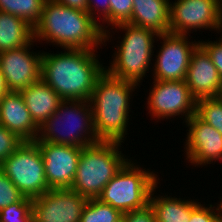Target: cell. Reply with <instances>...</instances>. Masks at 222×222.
Listing matches in <instances>:
<instances>
[{
    "label": "cell",
    "mask_w": 222,
    "mask_h": 222,
    "mask_svg": "<svg viewBox=\"0 0 222 222\" xmlns=\"http://www.w3.org/2000/svg\"><path fill=\"white\" fill-rule=\"evenodd\" d=\"M46 0H0V11L22 18L31 26L40 20Z\"/></svg>",
    "instance_id": "obj_22"
},
{
    "label": "cell",
    "mask_w": 222,
    "mask_h": 222,
    "mask_svg": "<svg viewBox=\"0 0 222 222\" xmlns=\"http://www.w3.org/2000/svg\"><path fill=\"white\" fill-rule=\"evenodd\" d=\"M221 38L216 41H211L210 39L206 41H200L199 45L207 52L210 56L214 66L217 68L218 74L222 80V34ZM210 40V41H209Z\"/></svg>",
    "instance_id": "obj_30"
},
{
    "label": "cell",
    "mask_w": 222,
    "mask_h": 222,
    "mask_svg": "<svg viewBox=\"0 0 222 222\" xmlns=\"http://www.w3.org/2000/svg\"><path fill=\"white\" fill-rule=\"evenodd\" d=\"M36 43L45 41L62 49H101L103 32L88 12L46 0L34 26Z\"/></svg>",
    "instance_id": "obj_2"
},
{
    "label": "cell",
    "mask_w": 222,
    "mask_h": 222,
    "mask_svg": "<svg viewBox=\"0 0 222 222\" xmlns=\"http://www.w3.org/2000/svg\"><path fill=\"white\" fill-rule=\"evenodd\" d=\"M34 142L86 147L99 142L89 101L64 100L40 127Z\"/></svg>",
    "instance_id": "obj_6"
},
{
    "label": "cell",
    "mask_w": 222,
    "mask_h": 222,
    "mask_svg": "<svg viewBox=\"0 0 222 222\" xmlns=\"http://www.w3.org/2000/svg\"><path fill=\"white\" fill-rule=\"evenodd\" d=\"M58 4L79 10L82 12L88 11V0H53Z\"/></svg>",
    "instance_id": "obj_33"
},
{
    "label": "cell",
    "mask_w": 222,
    "mask_h": 222,
    "mask_svg": "<svg viewBox=\"0 0 222 222\" xmlns=\"http://www.w3.org/2000/svg\"><path fill=\"white\" fill-rule=\"evenodd\" d=\"M34 41V27L22 18L0 11V53Z\"/></svg>",
    "instance_id": "obj_21"
},
{
    "label": "cell",
    "mask_w": 222,
    "mask_h": 222,
    "mask_svg": "<svg viewBox=\"0 0 222 222\" xmlns=\"http://www.w3.org/2000/svg\"><path fill=\"white\" fill-rule=\"evenodd\" d=\"M195 115L222 135V96L198 99Z\"/></svg>",
    "instance_id": "obj_23"
},
{
    "label": "cell",
    "mask_w": 222,
    "mask_h": 222,
    "mask_svg": "<svg viewBox=\"0 0 222 222\" xmlns=\"http://www.w3.org/2000/svg\"><path fill=\"white\" fill-rule=\"evenodd\" d=\"M0 125L23 141H35L39 131L21 93L15 91L7 92L0 100Z\"/></svg>",
    "instance_id": "obj_17"
},
{
    "label": "cell",
    "mask_w": 222,
    "mask_h": 222,
    "mask_svg": "<svg viewBox=\"0 0 222 222\" xmlns=\"http://www.w3.org/2000/svg\"><path fill=\"white\" fill-rule=\"evenodd\" d=\"M185 82L197 100L222 96V80L217 68L200 45L191 54Z\"/></svg>",
    "instance_id": "obj_16"
},
{
    "label": "cell",
    "mask_w": 222,
    "mask_h": 222,
    "mask_svg": "<svg viewBox=\"0 0 222 222\" xmlns=\"http://www.w3.org/2000/svg\"><path fill=\"white\" fill-rule=\"evenodd\" d=\"M121 142L99 141L82 147L71 190L87 199L99 197L106 184L129 160ZM120 150V151H119Z\"/></svg>",
    "instance_id": "obj_5"
},
{
    "label": "cell",
    "mask_w": 222,
    "mask_h": 222,
    "mask_svg": "<svg viewBox=\"0 0 222 222\" xmlns=\"http://www.w3.org/2000/svg\"><path fill=\"white\" fill-rule=\"evenodd\" d=\"M118 222H124V219H123V217L118 221Z\"/></svg>",
    "instance_id": "obj_37"
},
{
    "label": "cell",
    "mask_w": 222,
    "mask_h": 222,
    "mask_svg": "<svg viewBox=\"0 0 222 222\" xmlns=\"http://www.w3.org/2000/svg\"><path fill=\"white\" fill-rule=\"evenodd\" d=\"M0 222H33L32 199L23 197L0 210Z\"/></svg>",
    "instance_id": "obj_25"
},
{
    "label": "cell",
    "mask_w": 222,
    "mask_h": 222,
    "mask_svg": "<svg viewBox=\"0 0 222 222\" xmlns=\"http://www.w3.org/2000/svg\"><path fill=\"white\" fill-rule=\"evenodd\" d=\"M123 214L111 205L101 202L98 198L88 199L80 222H118Z\"/></svg>",
    "instance_id": "obj_24"
},
{
    "label": "cell",
    "mask_w": 222,
    "mask_h": 222,
    "mask_svg": "<svg viewBox=\"0 0 222 222\" xmlns=\"http://www.w3.org/2000/svg\"><path fill=\"white\" fill-rule=\"evenodd\" d=\"M87 201L71 189H50L32 199L33 222H80Z\"/></svg>",
    "instance_id": "obj_12"
},
{
    "label": "cell",
    "mask_w": 222,
    "mask_h": 222,
    "mask_svg": "<svg viewBox=\"0 0 222 222\" xmlns=\"http://www.w3.org/2000/svg\"><path fill=\"white\" fill-rule=\"evenodd\" d=\"M217 204V205H216ZM211 204H199L192 212L189 222H212L219 214L218 203ZM217 206V207H216ZM215 207V208H214Z\"/></svg>",
    "instance_id": "obj_31"
},
{
    "label": "cell",
    "mask_w": 222,
    "mask_h": 222,
    "mask_svg": "<svg viewBox=\"0 0 222 222\" xmlns=\"http://www.w3.org/2000/svg\"><path fill=\"white\" fill-rule=\"evenodd\" d=\"M169 13L170 0H133L131 19L127 23L167 34L170 33Z\"/></svg>",
    "instance_id": "obj_19"
},
{
    "label": "cell",
    "mask_w": 222,
    "mask_h": 222,
    "mask_svg": "<svg viewBox=\"0 0 222 222\" xmlns=\"http://www.w3.org/2000/svg\"><path fill=\"white\" fill-rule=\"evenodd\" d=\"M189 40L188 35L159 34L156 41H161V46L154 55L156 59H153L156 61L151 70L153 80H185L191 54L199 45V41Z\"/></svg>",
    "instance_id": "obj_11"
},
{
    "label": "cell",
    "mask_w": 222,
    "mask_h": 222,
    "mask_svg": "<svg viewBox=\"0 0 222 222\" xmlns=\"http://www.w3.org/2000/svg\"><path fill=\"white\" fill-rule=\"evenodd\" d=\"M124 222H156L152 207L148 204L145 208L123 214Z\"/></svg>",
    "instance_id": "obj_32"
},
{
    "label": "cell",
    "mask_w": 222,
    "mask_h": 222,
    "mask_svg": "<svg viewBox=\"0 0 222 222\" xmlns=\"http://www.w3.org/2000/svg\"><path fill=\"white\" fill-rule=\"evenodd\" d=\"M169 14L172 34L190 37L189 32L200 29L222 33V0H171Z\"/></svg>",
    "instance_id": "obj_9"
},
{
    "label": "cell",
    "mask_w": 222,
    "mask_h": 222,
    "mask_svg": "<svg viewBox=\"0 0 222 222\" xmlns=\"http://www.w3.org/2000/svg\"><path fill=\"white\" fill-rule=\"evenodd\" d=\"M135 161L130 157L98 197L101 202L111 205L122 214L145 208L153 187L160 180L154 171L143 168Z\"/></svg>",
    "instance_id": "obj_7"
},
{
    "label": "cell",
    "mask_w": 222,
    "mask_h": 222,
    "mask_svg": "<svg viewBox=\"0 0 222 222\" xmlns=\"http://www.w3.org/2000/svg\"><path fill=\"white\" fill-rule=\"evenodd\" d=\"M133 0H110L109 26L127 23L131 19Z\"/></svg>",
    "instance_id": "obj_27"
},
{
    "label": "cell",
    "mask_w": 222,
    "mask_h": 222,
    "mask_svg": "<svg viewBox=\"0 0 222 222\" xmlns=\"http://www.w3.org/2000/svg\"><path fill=\"white\" fill-rule=\"evenodd\" d=\"M42 154L49 189H70L82 147L35 142Z\"/></svg>",
    "instance_id": "obj_15"
},
{
    "label": "cell",
    "mask_w": 222,
    "mask_h": 222,
    "mask_svg": "<svg viewBox=\"0 0 222 222\" xmlns=\"http://www.w3.org/2000/svg\"><path fill=\"white\" fill-rule=\"evenodd\" d=\"M24 197L8 176L0 169V210Z\"/></svg>",
    "instance_id": "obj_28"
},
{
    "label": "cell",
    "mask_w": 222,
    "mask_h": 222,
    "mask_svg": "<svg viewBox=\"0 0 222 222\" xmlns=\"http://www.w3.org/2000/svg\"><path fill=\"white\" fill-rule=\"evenodd\" d=\"M185 123L188 127L184 142L186 162L195 167L222 162V135L195 114Z\"/></svg>",
    "instance_id": "obj_14"
},
{
    "label": "cell",
    "mask_w": 222,
    "mask_h": 222,
    "mask_svg": "<svg viewBox=\"0 0 222 222\" xmlns=\"http://www.w3.org/2000/svg\"><path fill=\"white\" fill-rule=\"evenodd\" d=\"M0 169L25 197L34 199L50 190L45 177L43 157L34 141H23L0 164Z\"/></svg>",
    "instance_id": "obj_8"
},
{
    "label": "cell",
    "mask_w": 222,
    "mask_h": 222,
    "mask_svg": "<svg viewBox=\"0 0 222 222\" xmlns=\"http://www.w3.org/2000/svg\"><path fill=\"white\" fill-rule=\"evenodd\" d=\"M220 199H221V201L219 202L218 201V206H219V210H220V215L222 216V198H221V196H220Z\"/></svg>",
    "instance_id": "obj_36"
},
{
    "label": "cell",
    "mask_w": 222,
    "mask_h": 222,
    "mask_svg": "<svg viewBox=\"0 0 222 222\" xmlns=\"http://www.w3.org/2000/svg\"><path fill=\"white\" fill-rule=\"evenodd\" d=\"M147 97V110L154 120L178 119L184 122L195 114L197 99L192 95L185 80H153ZM181 115V116H180ZM183 116L185 117L183 119ZM156 118V119H155Z\"/></svg>",
    "instance_id": "obj_10"
},
{
    "label": "cell",
    "mask_w": 222,
    "mask_h": 222,
    "mask_svg": "<svg viewBox=\"0 0 222 222\" xmlns=\"http://www.w3.org/2000/svg\"><path fill=\"white\" fill-rule=\"evenodd\" d=\"M138 87L137 83L115 78L106 71L99 76L89 100L94 131L99 141L124 143L130 125V102Z\"/></svg>",
    "instance_id": "obj_3"
},
{
    "label": "cell",
    "mask_w": 222,
    "mask_h": 222,
    "mask_svg": "<svg viewBox=\"0 0 222 222\" xmlns=\"http://www.w3.org/2000/svg\"><path fill=\"white\" fill-rule=\"evenodd\" d=\"M9 92L6 82H5V78L4 75L2 74L1 70H0V100L3 98V96Z\"/></svg>",
    "instance_id": "obj_34"
},
{
    "label": "cell",
    "mask_w": 222,
    "mask_h": 222,
    "mask_svg": "<svg viewBox=\"0 0 222 222\" xmlns=\"http://www.w3.org/2000/svg\"><path fill=\"white\" fill-rule=\"evenodd\" d=\"M212 222H222V216L219 214Z\"/></svg>",
    "instance_id": "obj_35"
},
{
    "label": "cell",
    "mask_w": 222,
    "mask_h": 222,
    "mask_svg": "<svg viewBox=\"0 0 222 222\" xmlns=\"http://www.w3.org/2000/svg\"><path fill=\"white\" fill-rule=\"evenodd\" d=\"M35 42L0 53V70L9 91L20 92L41 78L43 52L31 51Z\"/></svg>",
    "instance_id": "obj_13"
},
{
    "label": "cell",
    "mask_w": 222,
    "mask_h": 222,
    "mask_svg": "<svg viewBox=\"0 0 222 222\" xmlns=\"http://www.w3.org/2000/svg\"><path fill=\"white\" fill-rule=\"evenodd\" d=\"M42 52L41 79L63 100L89 101L97 79L105 71L97 50Z\"/></svg>",
    "instance_id": "obj_1"
},
{
    "label": "cell",
    "mask_w": 222,
    "mask_h": 222,
    "mask_svg": "<svg viewBox=\"0 0 222 222\" xmlns=\"http://www.w3.org/2000/svg\"><path fill=\"white\" fill-rule=\"evenodd\" d=\"M35 124L40 127L64 101L41 78L20 91Z\"/></svg>",
    "instance_id": "obj_18"
},
{
    "label": "cell",
    "mask_w": 222,
    "mask_h": 222,
    "mask_svg": "<svg viewBox=\"0 0 222 222\" xmlns=\"http://www.w3.org/2000/svg\"><path fill=\"white\" fill-rule=\"evenodd\" d=\"M22 143L23 140L20 139L16 134L0 125V164Z\"/></svg>",
    "instance_id": "obj_29"
},
{
    "label": "cell",
    "mask_w": 222,
    "mask_h": 222,
    "mask_svg": "<svg viewBox=\"0 0 222 222\" xmlns=\"http://www.w3.org/2000/svg\"><path fill=\"white\" fill-rule=\"evenodd\" d=\"M158 182L152 189L149 197V205L152 207L156 222H189L191 212L200 204L198 200L177 198L176 196H168L155 193ZM158 194V195H154ZM163 194V195H162Z\"/></svg>",
    "instance_id": "obj_20"
},
{
    "label": "cell",
    "mask_w": 222,
    "mask_h": 222,
    "mask_svg": "<svg viewBox=\"0 0 222 222\" xmlns=\"http://www.w3.org/2000/svg\"><path fill=\"white\" fill-rule=\"evenodd\" d=\"M114 28L115 33L119 31L125 33L123 37L120 36V44H115L113 60L110 61V66H104L105 71L115 78L131 81L140 86L149 69H152L151 60L153 61L156 50L154 43L159 34L149 28L130 23H121L110 29Z\"/></svg>",
    "instance_id": "obj_4"
},
{
    "label": "cell",
    "mask_w": 222,
    "mask_h": 222,
    "mask_svg": "<svg viewBox=\"0 0 222 222\" xmlns=\"http://www.w3.org/2000/svg\"><path fill=\"white\" fill-rule=\"evenodd\" d=\"M87 12L91 16V18L99 25L101 31L103 32V45L106 46L107 45L106 43L109 42V39L111 42V38L113 36L112 33L110 32V29L108 30L110 0H101V2H100V0H88V11ZM96 15L99 17H97ZM100 22H102V23H100ZM104 23L108 26H105Z\"/></svg>",
    "instance_id": "obj_26"
}]
</instances>
